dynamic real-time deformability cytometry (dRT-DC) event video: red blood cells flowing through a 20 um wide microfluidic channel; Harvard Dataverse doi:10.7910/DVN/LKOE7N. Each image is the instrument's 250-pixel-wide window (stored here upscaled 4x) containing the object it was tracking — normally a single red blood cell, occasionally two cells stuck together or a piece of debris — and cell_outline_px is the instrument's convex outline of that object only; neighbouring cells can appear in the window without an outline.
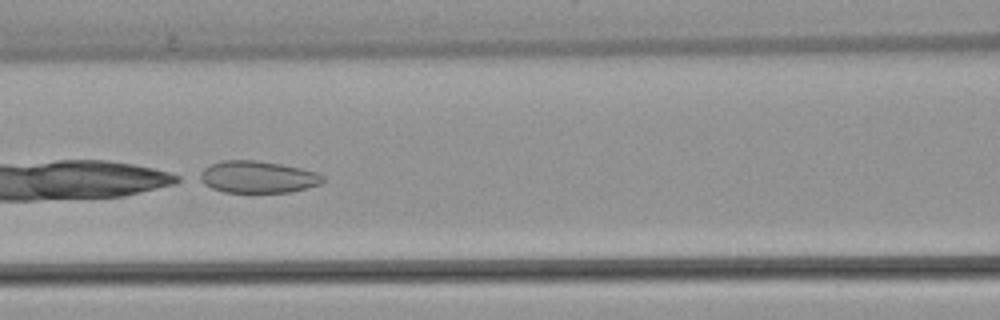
{"species": "common noctule bat (a hibernating species)", "species_latin": "Nyctalus noctula", "temperature_condition": "warm", "stored_images_in_passage": 7, "camera_frame_rate_fps": 3000, "um_per_image_px": 0.085, "animal": {"sex": "female", "body_mass_g": 22.7, "forearm_length_mm": 54.2}, "frame": {"image": 1, "passage_image": 6, "time_ms": 6.0, "image_size_px": [1000, 320], "cell_outline_px": [[324, 180], [320, 184], [308, 188], [292, 192], [224, 192], [212, 188], [196, 180], [192, 176], [204, 168], [220, 160], [256, 160], [280, 164], [300, 168], [316, 172], [324, 176]], "centroid_in_image_um": [21.82, 15.04], "position_along_channel_um": 144.8, "area_um2": 23.29}}
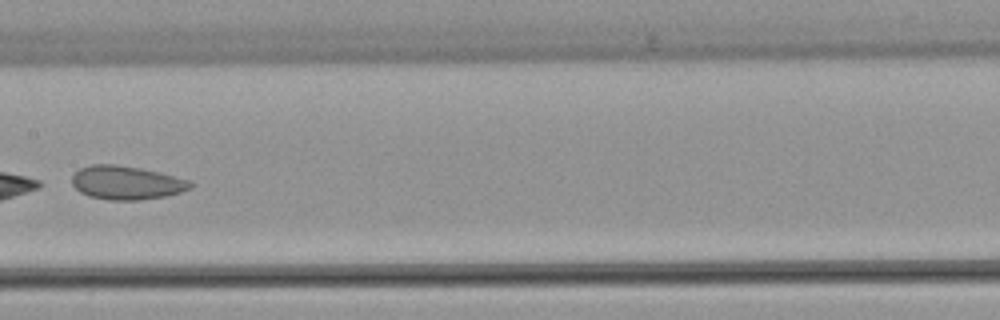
{"frame": {"image": 2, "passage_image": 7, "time_ms": 7.333, "image_size_px": [1000, 320], "cell_outline_px": [[192, 188], [180, 192], [164, 196], [140, 200], [108, 200], [88, 196], [80, 192], [72, 184], [72, 176], [80, 168], [92, 164], [116, 164], [140, 168], [160, 172], [192, 180]], "centroid_in_image_um": [10.76, 15.52], "position_along_channel_um": 196.6, "area_um2": 23.35}}